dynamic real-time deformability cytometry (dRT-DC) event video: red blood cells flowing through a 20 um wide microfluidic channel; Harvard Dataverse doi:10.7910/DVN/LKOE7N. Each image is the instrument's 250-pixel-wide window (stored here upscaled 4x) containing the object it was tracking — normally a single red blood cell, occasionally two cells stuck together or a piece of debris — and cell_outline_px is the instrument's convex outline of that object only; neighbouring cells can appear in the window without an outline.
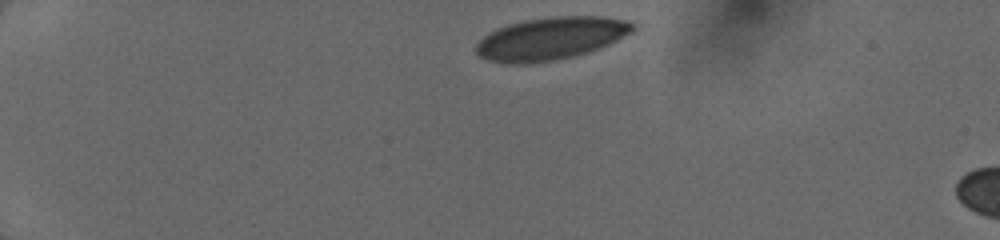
{"species": "human", "species_latin": "Homo sapiens", "temperature_condition": "cold", "stored_images_in_passage": 3, "camera_frame_rate_fps": 3000, "um_per_image_px": 0.085, "donor": {"sex": "female"}, "frame": {"image": 1, "passage_image": 1, "time_ms": 0.0, "image_size_px": [1000, 240], "cell_outline_px": [[636, 28], [632, 32], [600, 48], [588, 52], [572, 56], [552, 60], [524, 64], [504, 64], [488, 60], [480, 56], [476, 52], [476, 44], [488, 32], [496, 28], [508, 24], [524, 20], [552, 16], [600, 16], [628, 20], [636, 24]], "centroid_in_image_um": [46.81, 3.26], "position_along_channel_um": 38.2, "area_um2": 39.02}}